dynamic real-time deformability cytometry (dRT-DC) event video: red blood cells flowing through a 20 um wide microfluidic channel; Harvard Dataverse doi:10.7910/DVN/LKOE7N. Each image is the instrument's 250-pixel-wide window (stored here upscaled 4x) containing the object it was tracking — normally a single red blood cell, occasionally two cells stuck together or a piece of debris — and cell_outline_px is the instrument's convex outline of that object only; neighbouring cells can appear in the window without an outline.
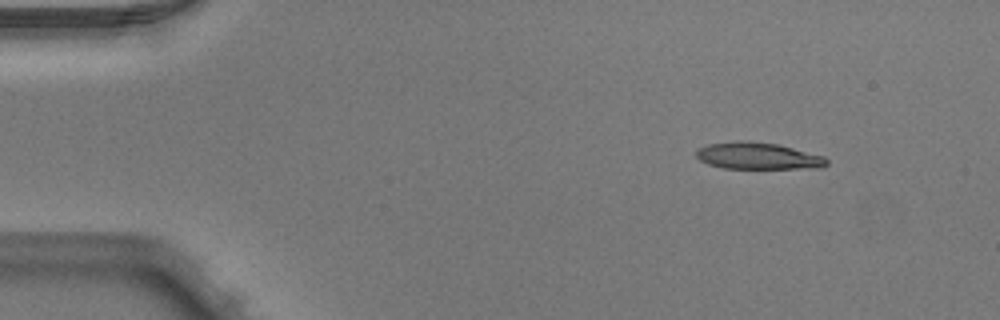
{"species": "Egyptian fruit bat (a non-hibernating species)", "species_latin": "Rousettus aegyptiacus", "temperature_condition": "warm", "stored_images_in_passage": 4, "camera_frame_rate_fps": 3000, "um_per_image_px": 0.085, "animal": {"sex": "male"}, "frame": {"image": 1, "passage_image": 1, "time_ms": 0.0, "image_size_px": [1000, 320], "cell_outline_px": [[828, 164], [820, 168], [724, 168], [708, 164], [700, 160], [696, 156], [696, 152], [700, 148], [708, 144], [736, 140], [748, 140], [776, 144], [824, 156], [828, 160]], "centroid_in_image_um": [64.42, 13.25], "position_along_channel_um": 20.6, "area_um2": 20.29}}
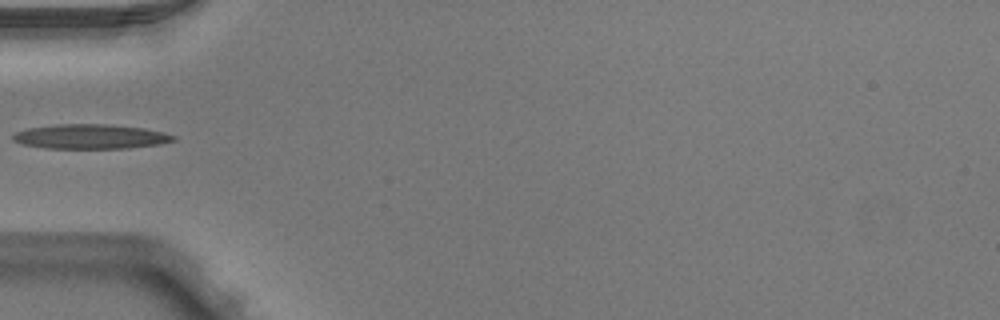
{"frame": {"image": 2, "passage_image": 4, "time_ms": 1.0, "image_size_px": [1000, 320], "cell_outline_px": [[176, 140], [160, 144], [128, 148], [44, 148], [24, 144], [12, 140], [12, 136], [16, 132], [28, 128], [56, 124], [104, 124], [144, 128], [176, 136]], "centroid_in_image_um": [7.68, 11.61], "position_along_channel_um": 77.3, "area_um2": 22.83}}